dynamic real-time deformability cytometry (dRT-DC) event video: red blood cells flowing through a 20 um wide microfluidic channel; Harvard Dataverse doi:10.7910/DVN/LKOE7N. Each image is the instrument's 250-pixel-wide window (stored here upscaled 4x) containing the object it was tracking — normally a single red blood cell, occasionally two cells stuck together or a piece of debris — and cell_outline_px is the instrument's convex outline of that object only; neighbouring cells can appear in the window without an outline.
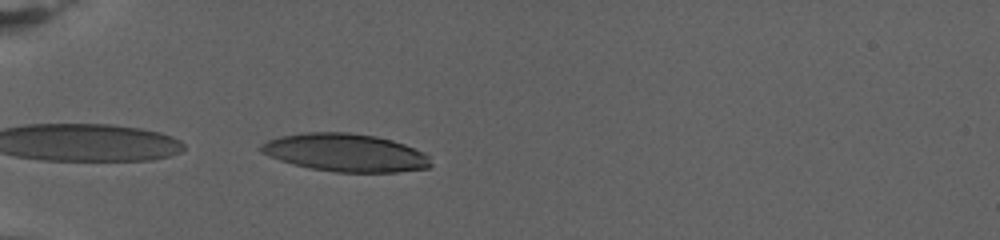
{"species": "human", "species_latin": "Homo sapiens", "temperature_condition": "warm", "stored_images_in_passage": 53, "camera_frame_rate_fps": 3000, "um_per_image_px": 0.085, "donor": {"sex": "female"}, "frame": {"image": 1, "passage_image": 1, "time_ms": 0.0, "image_size_px": [1000, 240], "cell_outline_px": [[432, 164], [428, 168], [396, 172], [336, 172], [308, 168], [292, 164], [268, 156], [260, 152], [260, 144], [268, 140], [280, 136], [304, 132], [348, 132], [376, 136], [392, 140], [404, 144], [428, 156]], "centroid_in_image_um": [29.31, 12.97], "position_along_channel_um": 55.7, "area_um2": 37.51}}
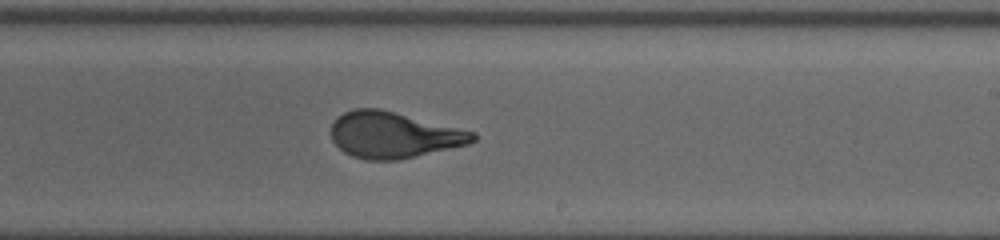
{"frame": {"image": 2, "passage_image": 25, "time_ms": 8.0, "image_size_px": [1000, 240], "cell_outline_px": [[476, 140], [468, 144], [400, 160], [368, 160], [352, 156], [344, 152], [332, 140], [332, 124], [344, 112], [356, 108], [380, 108], [476, 132]], "centroid_in_image_um": [33.47, 11.47], "position_along_channel_um": 255.5, "area_um2": 37.97}}
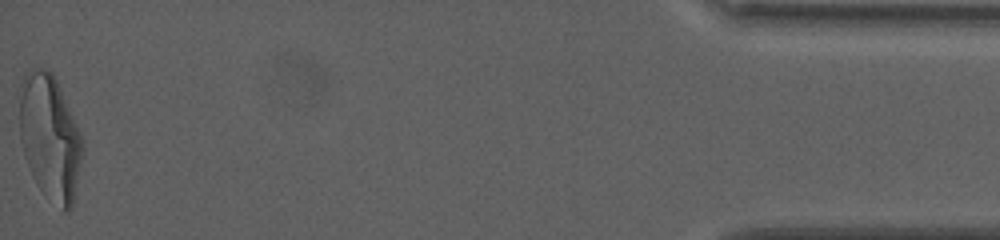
{"frame": {"image": 3, "passage_image": 53, "time_ms": 17.333, "image_size_px": [1000, 240], "cell_outline_px": [[84, 148], [72, 208], [68, 212], [64, 212], [44, 196], [36, 184], [24, 156], [20, 140], [20, 84], [24, 72], [32, 68], [44, 68], [52, 72], [56, 80], [80, 132], [84, 144]], "centroid_in_image_um": [4.24, 11.7], "position_along_channel_um": 431.0, "area_um2": 46.3}, "authors_computed_cell_mechanics": {"area_um2": 38.6682, "velocity_mm_per_s": 2.7632, "shape_relaxation_time_tau1_ms": 5.8435, "shape_relaxation_time_tau2_ms": null, "deformation_change_tau1": 0.2562, "deformation_change_tau2": null}}